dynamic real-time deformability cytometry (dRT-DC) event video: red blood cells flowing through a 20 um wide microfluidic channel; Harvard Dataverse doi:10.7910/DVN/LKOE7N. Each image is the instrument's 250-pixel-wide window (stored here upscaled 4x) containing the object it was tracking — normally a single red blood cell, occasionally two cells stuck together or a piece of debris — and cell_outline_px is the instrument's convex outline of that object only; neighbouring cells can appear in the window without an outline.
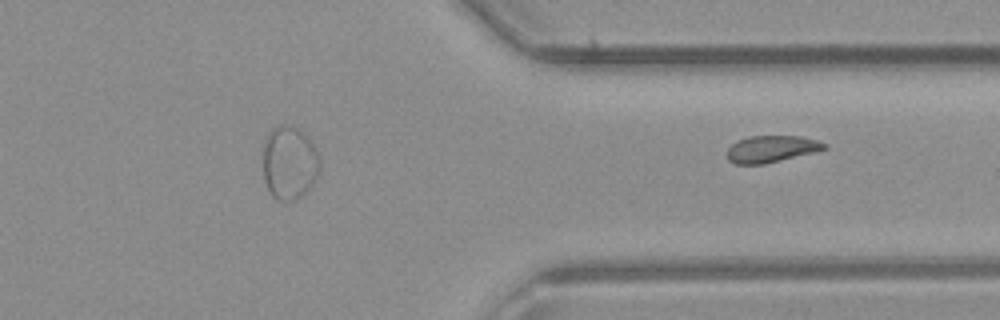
{"species": "common noctule bat (a hibernating species)", "species_latin": "Nyctalus noctula", "temperature_condition": "room temperature", "stored_images_in_passage": 23, "segment_of_instrument_passage": [2, 2], "camera_frame_rate_fps": 3000, "um_per_image_px": 0.085, "animal": {"sex": "male", "body_mass_g": 23.1, "forearm_length_mm": 52.7}, "frame": {"image": 1, "passage_image": 23, "time_ms": 7.333, "image_size_px": [1000, 320], "cell_outline_px": [[828, 148], [764, 164], [736, 164], [728, 160], [728, 148], [736, 140], [748, 136], [800, 136], [816, 140], [828, 144]], "centroid_in_image_um": [65.55, 12.65], "position_along_channel_um": 345.9, "area_um2": 15.03}}